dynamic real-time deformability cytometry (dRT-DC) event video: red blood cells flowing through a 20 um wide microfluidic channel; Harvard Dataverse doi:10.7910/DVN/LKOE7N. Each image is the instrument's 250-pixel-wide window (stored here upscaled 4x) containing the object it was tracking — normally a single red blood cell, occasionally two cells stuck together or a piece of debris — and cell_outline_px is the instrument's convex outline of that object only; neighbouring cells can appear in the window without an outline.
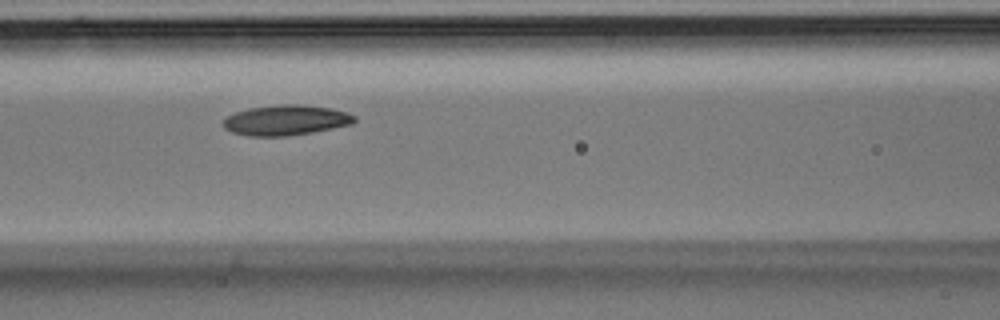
{"species": "Egyptian fruit bat (a non-hibernating species)", "species_latin": "Rousettus aegyptiacus", "temperature_condition": "room temperature", "stored_images_in_passage": 25, "camera_frame_rate_fps": 3000, "um_per_image_px": 0.085, "animal": {"sex": "male"}, "frame": {"image": 1, "passage_image": 6, "time_ms": 1.667, "image_size_px": [1000, 320], "cell_outline_px": [[356, 120], [352, 124], [312, 132], [288, 136], [248, 136], [232, 132], [224, 128], [224, 116], [248, 108], [280, 104], [300, 104], [332, 108], [348, 112], [356, 116]], "centroid_in_image_um": [24.3, 10.21], "position_along_channel_um": 142.3, "area_um2": 23.29}}
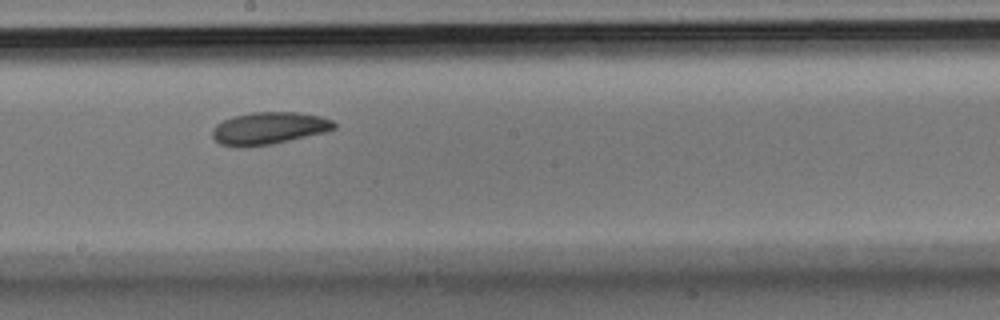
{"frame": {"image": 2, "passage_image": 12, "time_ms": 3.667, "image_size_px": [1000, 320], "cell_outline_px": [[336, 128], [324, 132], [272, 144], [220, 144], [212, 136], [212, 128], [216, 124], [232, 116], [252, 112], [296, 112], [320, 116], [332, 120], [336, 124]], "centroid_in_image_um": [22.89, 10.85], "position_along_channel_um": 225.3, "area_um2": 22.2}}
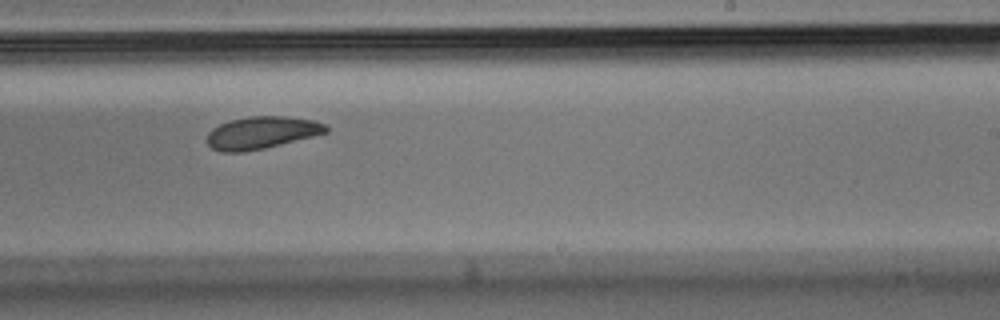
{"frame": {"image": 3, "passage_image": 15, "time_ms": 4.667, "image_size_px": [1000, 320], "cell_outline_px": [[328, 132], [264, 148], [244, 152], [224, 152], [212, 148], [208, 144], [208, 132], [212, 128], [220, 124], [232, 120], [248, 116], [284, 116], [312, 120], [324, 124], [328, 128]], "centroid_in_image_um": [22.21, 11.27], "position_along_channel_um": 266.8, "area_um2": 22.08}}